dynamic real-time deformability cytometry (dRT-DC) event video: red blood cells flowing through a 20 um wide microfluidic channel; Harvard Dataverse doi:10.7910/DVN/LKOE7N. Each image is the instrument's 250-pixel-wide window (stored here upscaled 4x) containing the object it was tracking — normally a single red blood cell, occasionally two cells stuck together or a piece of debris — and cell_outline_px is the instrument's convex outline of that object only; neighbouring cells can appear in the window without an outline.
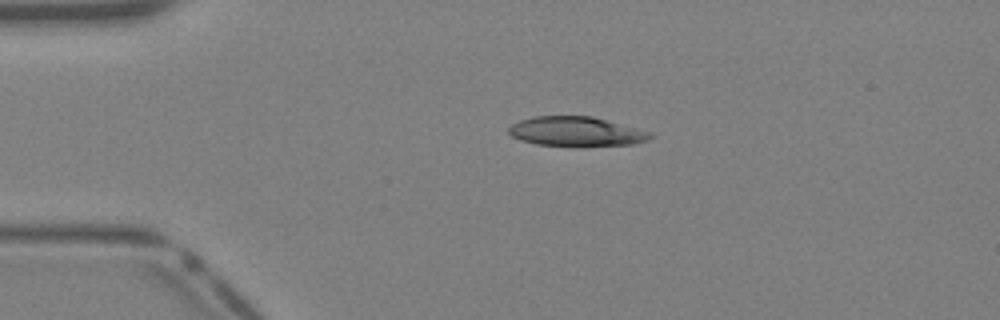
{"species": "Egyptian fruit bat (a non-hibernating species)", "species_latin": "Rousettus aegyptiacus", "temperature_condition": "warm", "stored_images_in_passage": 32, "camera_frame_rate_fps": 3000, "um_per_image_px": 0.085, "animal": {"sex": "female"}, "frame": {"image": 1, "passage_image": 1, "time_ms": 0.0, "image_size_px": [1000, 320], "cell_outline_px": [[656, 136], [648, 140], [632, 144], [584, 148], [572, 148], [536, 144], [520, 140], [512, 136], [508, 132], [508, 128], [512, 124], [520, 120], [532, 116], [592, 116], [608, 120], [652, 132]], "centroid_in_image_um": [49.01, 11.21], "position_along_channel_um": 36.0, "area_um2": 25.32}}
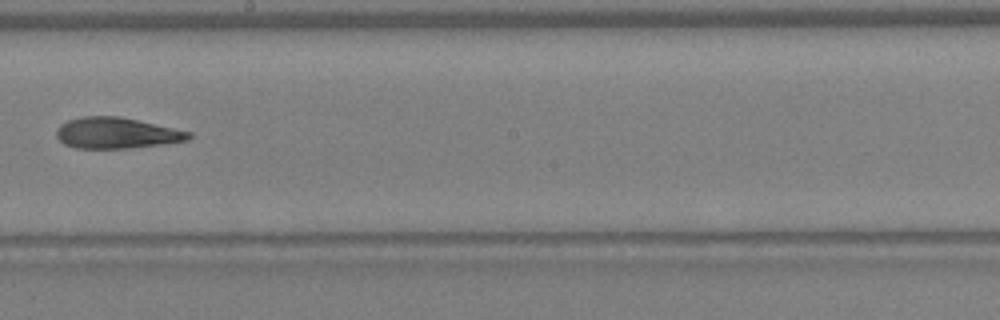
{"frame": {"image": 2, "passage_image": 15, "time_ms": 4.667, "image_size_px": [1000, 320], "cell_outline_px": [[192, 136], [188, 140], [160, 144], [128, 148], [76, 148], [64, 144], [56, 136], [56, 128], [60, 124], [68, 120], [84, 116], [120, 116], [192, 132]], "centroid_in_image_um": [9.88, 11.3], "position_along_channel_um": 238.3, "area_um2": 23.81}}
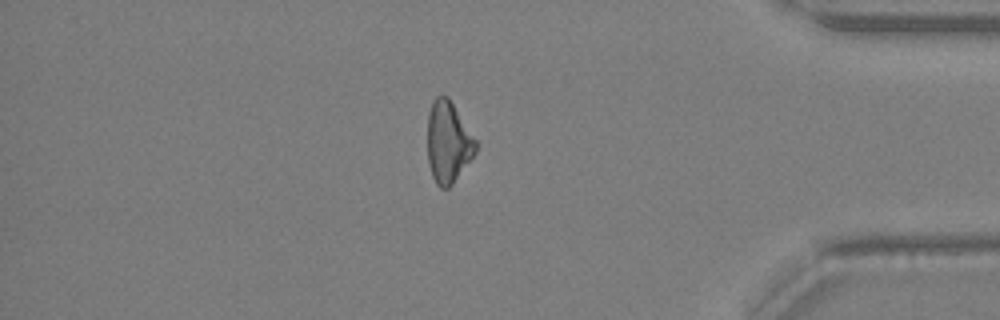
{"frame": {"image": 3, "passage_image": 26, "time_ms": 8.333, "image_size_px": [1000, 320], "cell_outline_px": [[476, 152], [452, 184], [448, 188], [440, 188], [436, 184], [432, 176], [428, 164], [428, 112], [432, 100], [436, 96], [448, 96], [476, 140]], "centroid_in_image_um": [38.07, 12.08], "position_along_channel_um": 397.1, "area_um2": 22.77}}